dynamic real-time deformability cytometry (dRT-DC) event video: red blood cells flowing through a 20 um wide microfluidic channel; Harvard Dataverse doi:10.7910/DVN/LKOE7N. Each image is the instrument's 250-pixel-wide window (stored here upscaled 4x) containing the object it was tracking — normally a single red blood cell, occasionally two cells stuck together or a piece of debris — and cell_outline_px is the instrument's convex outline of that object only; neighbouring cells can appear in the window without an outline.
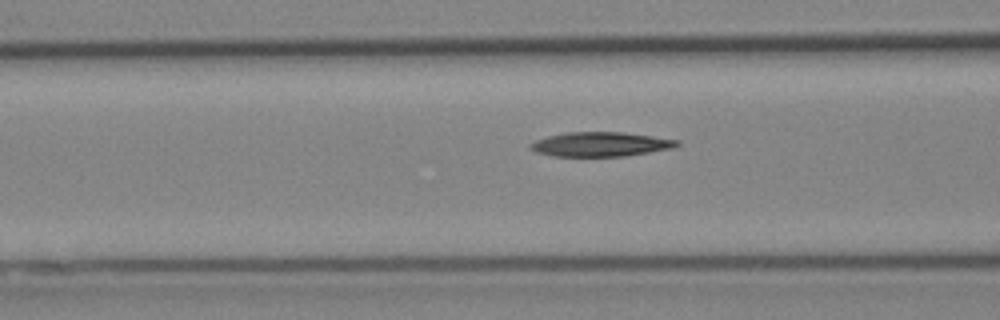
{"species": "Egyptian fruit bat (a non-hibernating species)", "species_latin": "Rousettus aegyptiacus", "temperature_condition": "cold", "stored_images_in_passage": 18, "camera_frame_rate_fps": 3000, "um_per_image_px": 0.085, "animal": {"sex": "female"}, "frame": {"image": 1, "passage_image": 13, "time_ms": 4.0, "image_size_px": [1000, 320], "cell_outline_px": [[680, 144], [672, 148], [624, 156], [552, 156], [536, 152], [528, 148], [528, 144], [536, 140], [548, 136], [564, 132], [620, 132], [652, 136], [680, 140]], "centroid_in_image_um": [51.0, 12.26], "position_along_channel_um": 115.6, "area_um2": 20.81}}
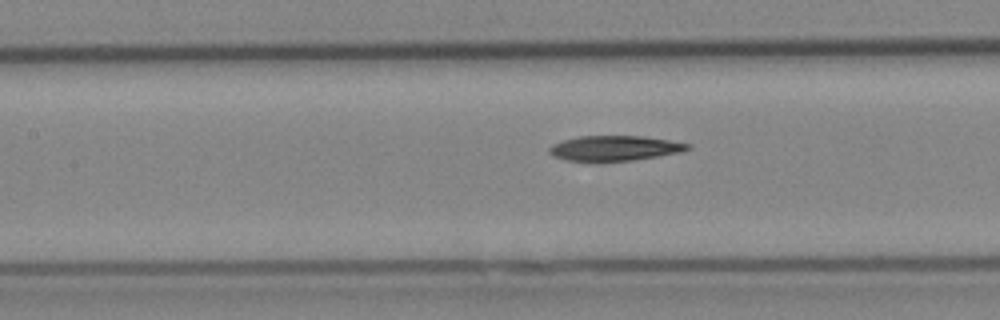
{"frame": {"image": 2, "passage_image": 16, "time_ms": 5.0, "image_size_px": [1000, 320], "cell_outline_px": [[692, 148], [680, 152], [632, 160], [596, 164], [568, 160], [552, 156], [548, 152], [548, 148], [552, 144], [564, 140], [580, 136], [640, 136], [668, 140], [692, 144]], "centroid_in_image_um": [52.18, 12.63], "position_along_channel_um": 155.2, "area_um2": 20.75}}